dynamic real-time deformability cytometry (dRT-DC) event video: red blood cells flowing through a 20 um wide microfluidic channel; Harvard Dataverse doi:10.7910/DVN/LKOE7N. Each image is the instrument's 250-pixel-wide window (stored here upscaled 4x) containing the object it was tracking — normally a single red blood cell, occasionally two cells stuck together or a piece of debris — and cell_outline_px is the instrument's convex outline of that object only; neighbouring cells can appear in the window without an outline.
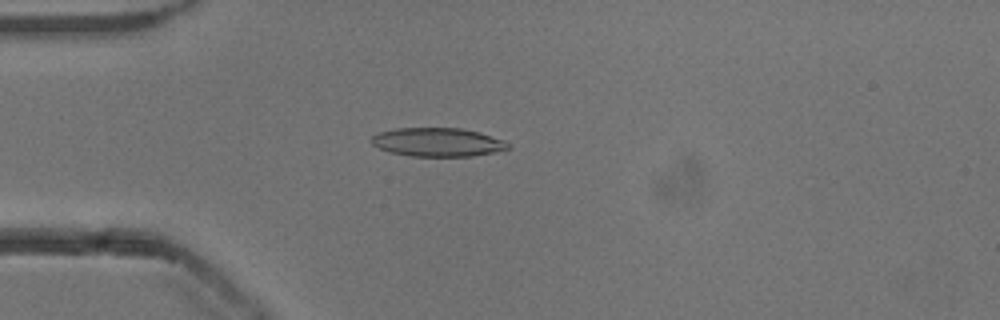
{"species": "common noctule bat (a hibernating species)", "species_latin": "Nyctalus noctula", "temperature_condition": "cold", "stored_images_in_passage": 53, "camera_frame_rate_fps": 3000, "um_per_image_px": 0.085, "animal": {"sex": "male", "body_mass_g": 13.3}, "frame": {"image": 1, "passage_image": 14, "time_ms": 4.333, "image_size_px": [1000, 320], "cell_outline_px": [[512, 148], [472, 156], [412, 156], [388, 152], [372, 144], [372, 136], [380, 132], [396, 128], [460, 128], [480, 132], [504, 140]], "centroid_in_image_um": [37.21, 12.08], "position_along_channel_um": 47.8, "area_um2": 22.72}}
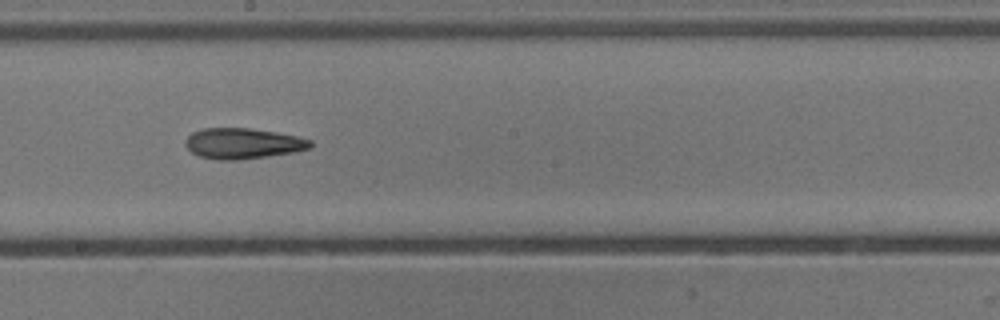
{"frame": {"image": 2, "passage_image": 29, "time_ms": 9.333, "image_size_px": [1000, 320], "cell_outline_px": [[312, 144], [308, 148], [292, 152], [236, 160], [216, 160], [200, 156], [192, 152], [184, 144], [184, 140], [192, 132], [204, 128], [248, 128], [276, 132], [296, 136], [312, 140]], "centroid_in_image_um": [20.59, 12.18], "position_along_channel_um": 227.6, "area_um2": 22.08}}
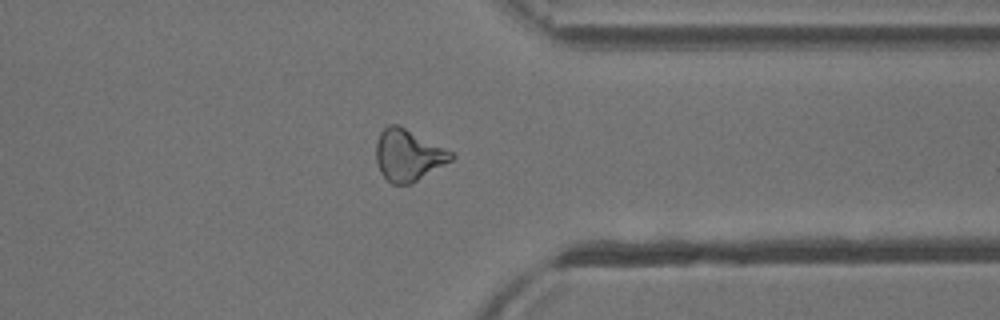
{"frame": {"image": 3, "passage_image": 41, "time_ms": 13.333, "image_size_px": [1000, 320], "cell_outline_px": [[456, 156], [452, 160], [416, 180], [408, 184], [392, 184], [380, 172], [376, 160], [376, 140], [380, 132], [388, 124], [400, 124], [452, 152]], "centroid_in_image_um": [34.67, 13.15], "position_along_channel_um": 376.7, "area_um2": 22.43}}